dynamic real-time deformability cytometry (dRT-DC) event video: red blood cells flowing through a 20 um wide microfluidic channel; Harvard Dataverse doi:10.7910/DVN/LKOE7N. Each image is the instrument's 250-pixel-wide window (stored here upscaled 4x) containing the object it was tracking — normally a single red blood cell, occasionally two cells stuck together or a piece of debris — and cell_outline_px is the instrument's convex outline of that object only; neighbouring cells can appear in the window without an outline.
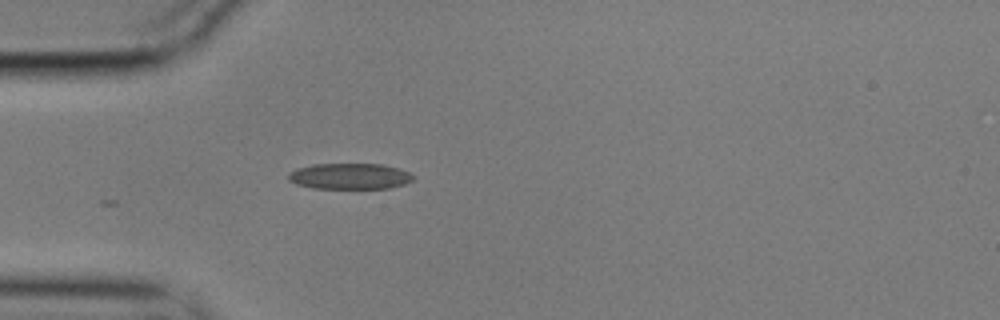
{"species": "common noctule bat (a hibernating species)", "species_latin": "Nyctalus noctula", "temperature_condition": "cold", "stored_images_in_passage": 6, "camera_frame_rate_fps": 3000, "um_per_image_px": 0.085, "animal": {"sex": "male", "body_mass_g": 17.9}, "frame": {"image": 1, "passage_image": 1, "time_ms": 0.0, "image_size_px": [1000, 320], "cell_outline_px": [[416, 176], [412, 180], [404, 184], [388, 188], [312, 188], [296, 184], [288, 180], [288, 172], [296, 168], [312, 164], [384, 164], [400, 168]], "centroid_in_image_um": [29.72, 14.97], "position_along_channel_um": 55.3, "area_um2": 19.02}}
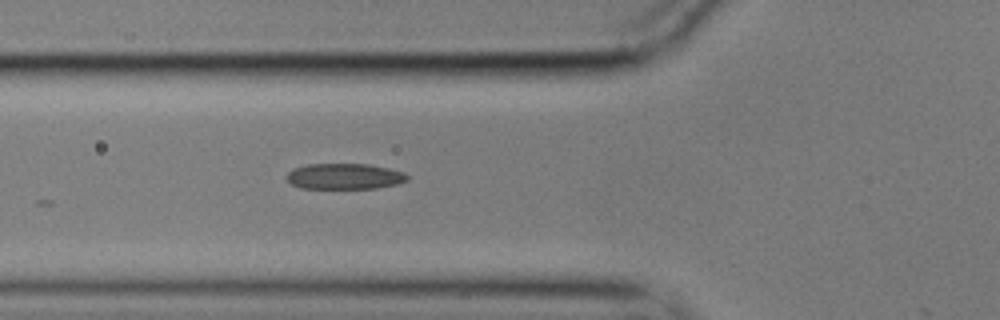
{"frame": {"image": 2, "passage_image": 5, "time_ms": 1.333, "image_size_px": [1000, 320], "cell_outline_px": [[408, 180], [396, 184], [376, 188], [300, 188], [292, 184], [284, 176], [292, 168], [308, 164], [368, 164], [388, 168], [404, 172], [408, 176]], "centroid_in_image_um": [29.25, 14.98], "position_along_channel_um": 96.5, "area_um2": 18.15}}